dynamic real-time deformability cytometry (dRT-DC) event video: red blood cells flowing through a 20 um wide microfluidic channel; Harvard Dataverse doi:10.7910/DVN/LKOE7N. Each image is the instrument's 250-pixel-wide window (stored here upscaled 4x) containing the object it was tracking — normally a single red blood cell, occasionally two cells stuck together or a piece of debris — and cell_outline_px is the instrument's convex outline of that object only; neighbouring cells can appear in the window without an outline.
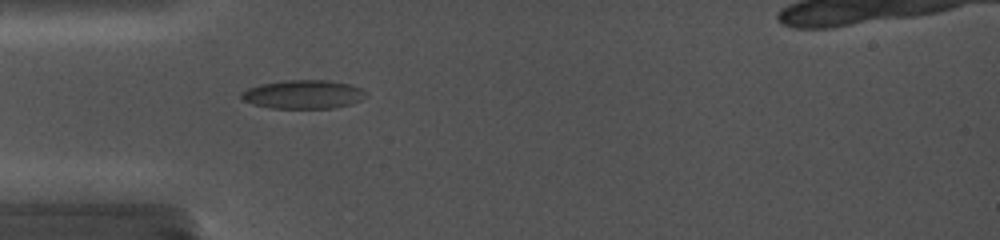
{"species": "common noctule bat (a hibernating species)", "species_latin": "Nyctalus noctula", "temperature_condition": "cold", "stored_images_in_passage": 8, "camera_frame_rate_fps": 5000, "um_per_image_px": 0.085, "animal": {"sex": "female", "body_mass_g": 19.0, "forearm_length_mm": 56.7}, "frame": {"image": 1, "passage_image": 3, "time_ms": 1.4, "image_size_px": [1000, 240], "cell_outline_px": [[368, 92], [360, 100], [352, 104], [332, 108], [272, 108], [252, 104], [244, 100], [240, 96], [240, 92], [248, 88], [260, 84], [284, 80], [328, 80], [352, 84]], "centroid_in_image_um": [25.78, 8.01], "position_along_channel_um": 59.2, "area_um2": 20.92}}
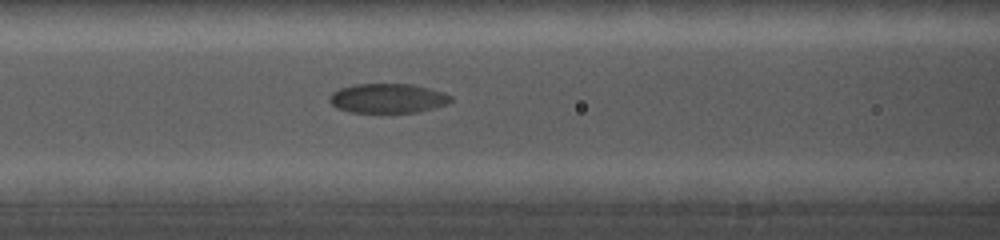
{"frame": {"image": 2, "passage_image": 6, "time_ms": 3.6, "image_size_px": [1000, 240], "cell_outline_px": [[452, 100], [448, 104], [420, 112], [348, 112], [336, 108], [328, 100], [328, 96], [332, 92], [340, 88], [352, 84], [412, 84], [444, 92], [452, 96]], "centroid_in_image_um": [32.95, 8.35], "position_along_channel_um": 133.7, "area_um2": 21.04}}